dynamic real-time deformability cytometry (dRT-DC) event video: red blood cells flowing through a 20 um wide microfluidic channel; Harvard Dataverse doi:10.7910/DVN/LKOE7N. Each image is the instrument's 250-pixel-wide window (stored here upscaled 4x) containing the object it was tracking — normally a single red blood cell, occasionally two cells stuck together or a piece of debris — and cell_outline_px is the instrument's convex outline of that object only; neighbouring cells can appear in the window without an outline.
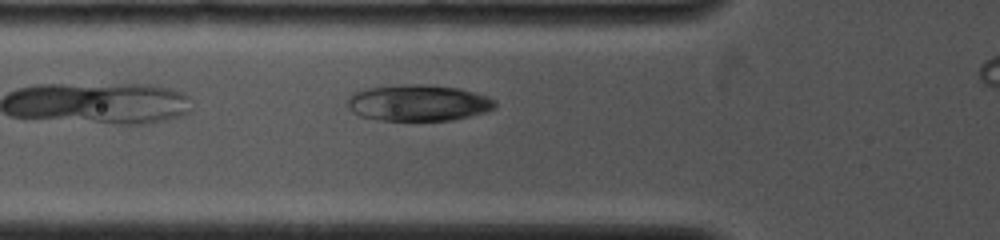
{"species": "common noctule bat (a hibernating species)", "species_latin": "Nyctalus noctula", "temperature_condition": "cold", "stored_images_in_passage": 13, "camera_frame_rate_fps": 4000, "um_per_image_px": 0.085, "animal": {"sex": "female", "body_mass_g": 19.0, "forearm_length_mm": 53.3}, "frame": {"image": 1, "passage_image": 6, "time_ms": 1.5, "image_size_px": [1000, 240], "cell_outline_px": [[496, 108], [488, 112], [452, 120], [376, 120], [360, 116], [352, 112], [348, 108], [344, 100], [348, 96], [364, 88], [404, 84], [428, 84], [456, 88], [488, 96], [496, 100]], "centroid_in_image_um": [35.52, 8.74], "position_along_channel_um": 90.3, "area_um2": 31.62}}